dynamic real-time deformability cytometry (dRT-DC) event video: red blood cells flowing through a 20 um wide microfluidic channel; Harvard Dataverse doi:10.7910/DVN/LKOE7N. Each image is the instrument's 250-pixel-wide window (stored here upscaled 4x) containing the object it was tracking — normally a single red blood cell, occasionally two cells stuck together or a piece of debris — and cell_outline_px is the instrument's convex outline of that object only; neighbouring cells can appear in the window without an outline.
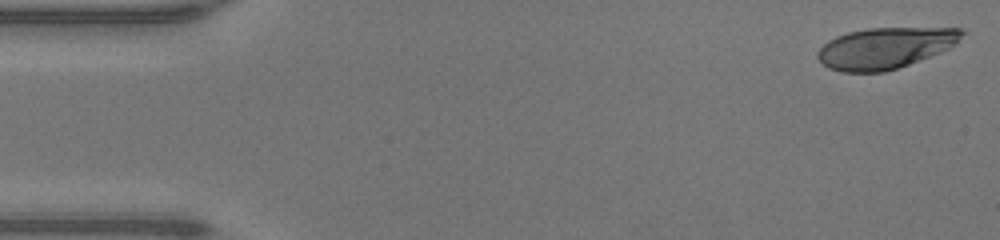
{"species": "human", "species_latin": "Homo sapiens", "temperature_condition": "warm", "stored_images_in_passage": 47, "camera_frame_rate_fps": 3000, "um_per_image_px": 0.085, "donor": {"sex": "male"}, "frame": {"image": 1, "passage_image": 1, "time_ms": 0.0, "image_size_px": [1000, 240], "cell_outline_px": [[964, 32], [956, 44], [940, 52], [908, 64], [884, 72], [844, 72], [828, 68], [816, 56], [816, 52], [828, 40], [836, 36], [848, 32], [868, 28], [960, 28]], "centroid_in_image_um": [75.21, 4.08], "position_along_channel_um": 9.8, "area_um2": 34.28}}
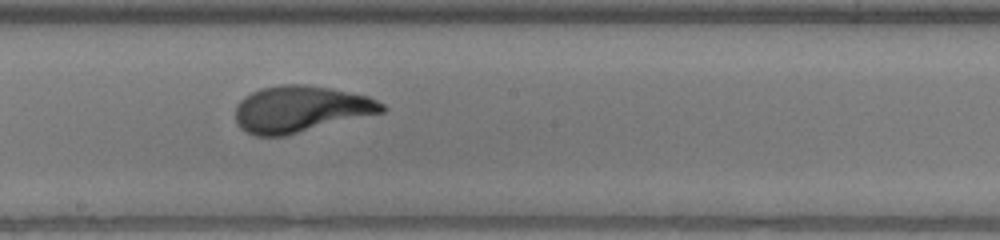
{"frame": {"image": 2, "passage_image": 25, "time_ms": 8.0, "image_size_px": [1000, 240], "cell_outline_px": [[388, 108], [384, 112], [284, 136], [256, 136], [240, 128], [236, 124], [236, 104], [244, 96], [260, 88], [280, 84], [308, 84], [332, 88], [368, 96], [384, 104]], "centroid_in_image_um": [25.54, 9.26], "position_along_channel_um": 222.7, "area_um2": 39.88}}
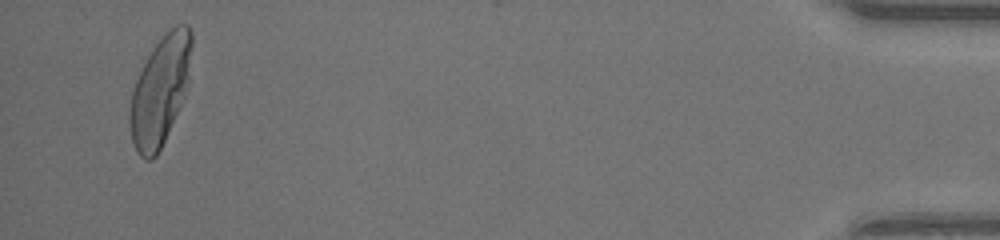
{"frame": {"image": 3, "passage_image": 45, "time_ms": 14.667, "image_size_px": [1000, 240], "cell_outline_px": [[192, 44], [188, 84], [184, 96], [164, 140], [156, 156], [152, 160], [144, 160], [140, 156], [132, 140], [128, 124], [128, 112], [132, 92], [136, 80], [152, 48], [176, 24], [188, 24], [192, 32]], "centroid_in_image_um": [13.6, 7.71], "position_along_channel_um": 421.6, "area_um2": 38.84}, "authors_computed_cell_mechanics": {"area_um2": 38.2058, "velocity_mm_per_s": 4.347, "shape_relaxation_time_tau1_ms": 3.2065, "shape_relaxation_time_tau2_ms": null, "deformation_change_tau1": 0.2282, "deformation_change_tau2": null}}